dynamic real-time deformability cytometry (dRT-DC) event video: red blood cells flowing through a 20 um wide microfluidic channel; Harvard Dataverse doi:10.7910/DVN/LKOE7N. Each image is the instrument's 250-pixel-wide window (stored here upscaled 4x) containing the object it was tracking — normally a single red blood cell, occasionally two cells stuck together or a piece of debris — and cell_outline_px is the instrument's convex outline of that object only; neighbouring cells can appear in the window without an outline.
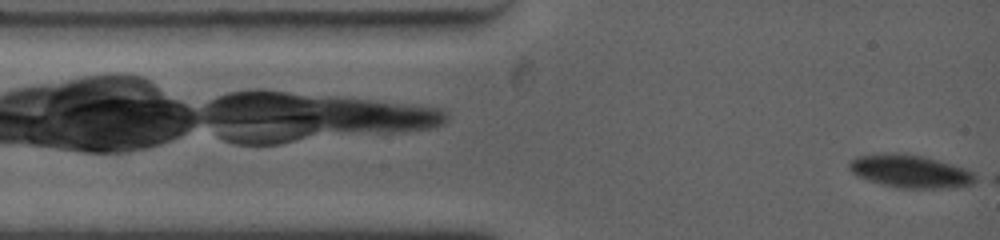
{"species": "common noctule bat (a hibernating species)", "species_latin": "Nyctalus noctula", "temperature_condition": "warm", "stored_images_in_passage": 5, "camera_frame_rate_fps": 4500, "um_per_image_px": 0.085, "animal": {"sex": "female", "body_mass_g": 19.0, "forearm_length_mm": 53.3}, "frame": {"image": 1, "passage_image": 1, "time_ms": 0.0, "image_size_px": [1000, 240], "cell_outline_px": [[980, 180], [972, 184], [952, 188], [896, 188], [880, 184], [856, 176], [848, 168], [848, 160], [860, 156], [892, 152], [896, 152], [924, 156], [952, 164], [964, 168], [980, 176]], "centroid_in_image_um": [77.39, 14.57], "position_along_channel_um": 7.6, "area_um2": 24.62}}